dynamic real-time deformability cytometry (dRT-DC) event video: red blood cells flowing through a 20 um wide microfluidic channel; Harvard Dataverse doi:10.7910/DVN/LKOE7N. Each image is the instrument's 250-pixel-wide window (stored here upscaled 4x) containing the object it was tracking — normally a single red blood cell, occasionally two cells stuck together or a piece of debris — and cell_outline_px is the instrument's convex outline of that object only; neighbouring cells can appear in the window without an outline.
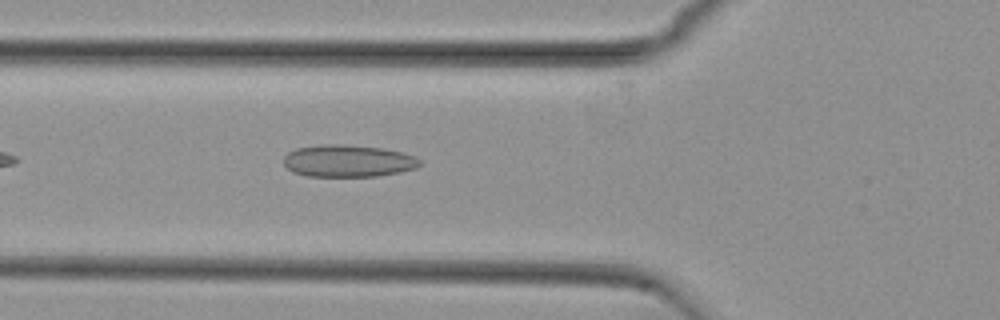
{"species": "common noctule bat (a hibernating species)", "species_latin": "Nyctalus noctula", "temperature_condition": "cold", "stored_images_in_passage": 38, "camera_frame_rate_fps": 3000, "um_per_image_px": 0.085, "animal": {"sex": "female", "body_mass_g": 29.2, "forearm_length_mm": 56.3}, "frame": {"image": 1, "passage_image": 5, "time_ms": 1.333, "image_size_px": [1000, 320], "cell_outline_px": [[420, 164], [416, 168], [400, 172], [376, 176], [308, 176], [292, 172], [284, 164], [284, 156], [288, 152], [296, 148], [320, 144], [340, 144], [384, 148], [416, 156], [420, 160]], "centroid_in_image_um": [29.57, 13.67], "position_along_channel_um": 96.2, "area_um2": 25.55}}
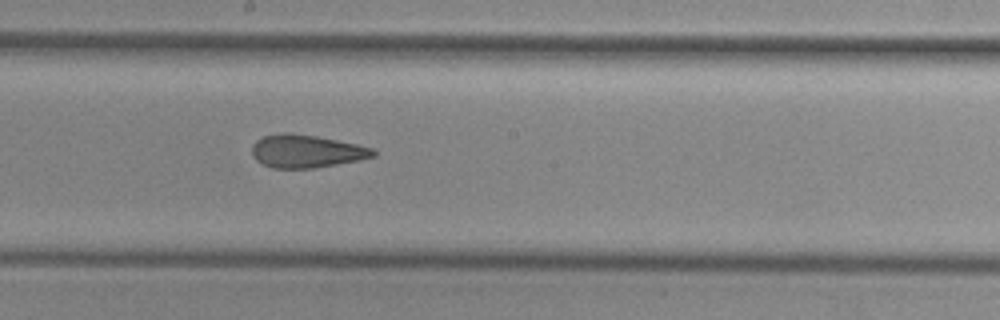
{"frame": {"image": 2, "passage_image": 15, "time_ms": 4.667, "image_size_px": [1000, 320], "cell_outline_px": [[376, 156], [360, 160], [312, 168], [272, 168], [256, 160], [252, 156], [252, 144], [256, 140], [264, 136], [280, 132], [288, 132], [316, 136], [356, 144], [372, 148], [376, 152]], "centroid_in_image_um": [26.01, 12.85], "position_along_channel_um": 222.2, "area_um2": 23.24}}
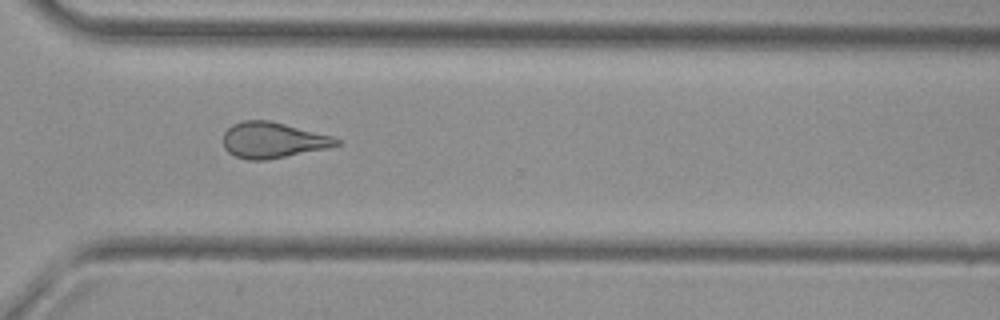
{"frame": {"image": 3, "passage_image": 25, "time_ms": 8.0, "image_size_px": [1000, 320], "cell_outline_px": [[340, 144], [328, 148], [264, 160], [248, 160], [236, 156], [228, 152], [224, 148], [224, 132], [232, 124], [244, 120], [268, 120], [332, 136], [340, 140]], "centroid_in_image_um": [23.17, 11.91], "position_along_channel_um": 347.4, "area_um2": 23.35}, "authors_computed_cell_mechanics": {"area_um2": 23.4379, "velocity_mm_per_s": 3.7612, "shape_relaxation_time_tau1_ms": null, "shape_relaxation_time_tau2_ms": 2.332, "deformation_change_tau1": null, "deformation_change_tau2": 0.1129}}